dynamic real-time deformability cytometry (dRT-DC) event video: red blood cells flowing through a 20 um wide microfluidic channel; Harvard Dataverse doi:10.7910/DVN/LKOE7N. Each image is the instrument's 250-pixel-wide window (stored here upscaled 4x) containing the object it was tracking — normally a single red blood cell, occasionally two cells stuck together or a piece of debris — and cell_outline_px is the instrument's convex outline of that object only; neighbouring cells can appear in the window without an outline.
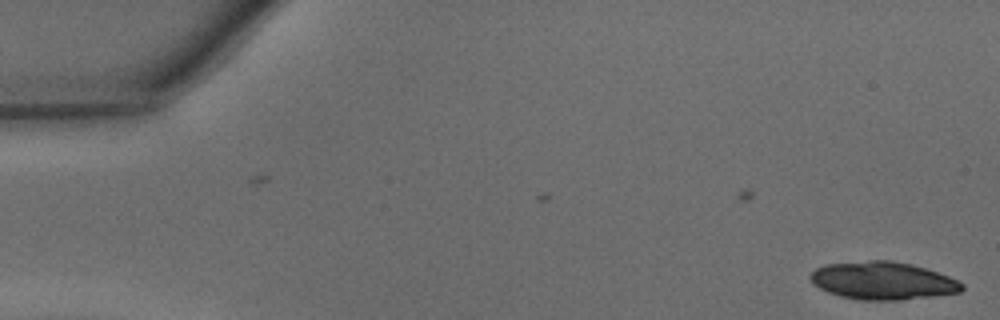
{"species": "common noctule bat (a hibernating species)", "species_latin": "Nyctalus noctula", "temperature_condition": "warm", "stored_images_in_passage": 5, "camera_frame_rate_fps": 3000, "um_per_image_px": 0.085, "animal": {"sex": "male", "body_mass_g": 15.6}, "frame": {"image": 1, "passage_image": 5, "time_ms": 1.333, "image_size_px": [1000, 320], "cell_outline_px": [[964, 288], [960, 292], [932, 296], [900, 300], [860, 300], [840, 296], [828, 292], [812, 284], [808, 276], [816, 268], [828, 264], [868, 260], [892, 260], [912, 264], [948, 276], [964, 284]], "centroid_in_image_um": [75.01, 23.86], "position_along_channel_um": 10.0, "area_um2": 33.35}}